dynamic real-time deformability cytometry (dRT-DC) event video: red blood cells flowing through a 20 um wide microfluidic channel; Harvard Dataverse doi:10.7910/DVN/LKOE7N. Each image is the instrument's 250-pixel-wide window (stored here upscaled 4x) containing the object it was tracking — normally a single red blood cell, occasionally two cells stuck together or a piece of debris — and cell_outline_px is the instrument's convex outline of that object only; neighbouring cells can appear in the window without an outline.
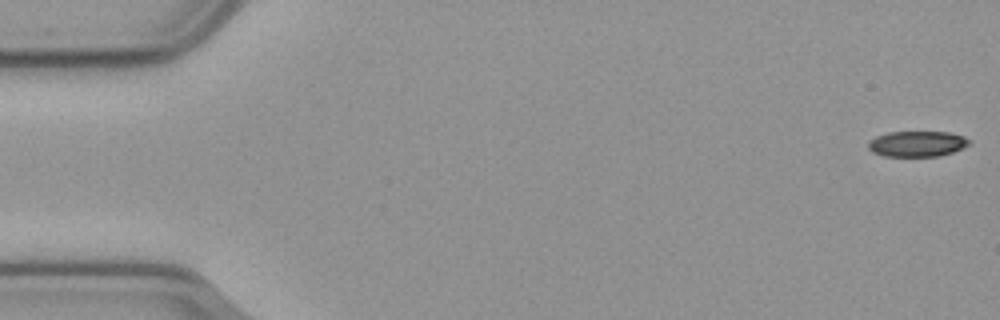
{"species": "common noctule bat (a hibernating species)", "species_latin": "Nyctalus noctula", "temperature_condition": "cold", "stored_images_in_passage": 57, "camera_frame_rate_fps": 3000, "um_per_image_px": 0.085, "animal": {"sex": "male", "body_mass_g": 23.1, "forearm_length_mm": 52.7}, "frame": {"image": 1, "passage_image": 1, "time_ms": 0.0, "image_size_px": [1000, 320], "cell_outline_px": [[972, 144], [952, 152], [936, 156], [884, 156], [872, 152], [868, 148], [868, 140], [876, 136], [888, 132], [948, 132], [964, 136], [972, 140]], "centroid_in_image_um": [77.96, 12.22], "position_along_channel_um": 7.0, "area_um2": 15.2}}
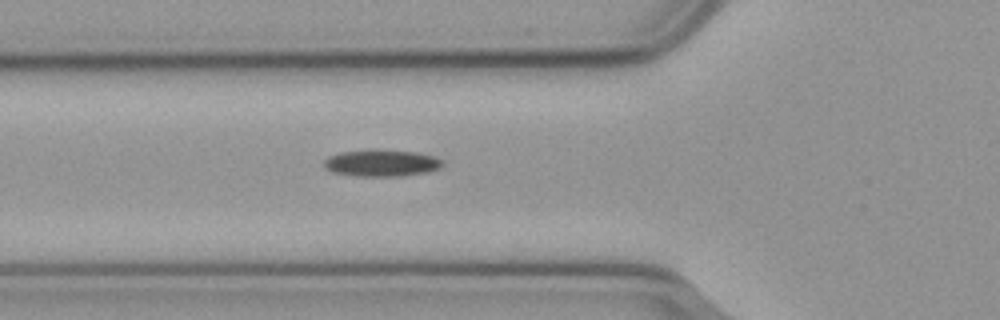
{"frame": {"image": 2, "passage_image": 20, "time_ms": 6.333, "image_size_px": [1000, 320], "cell_outline_px": [[440, 164], [436, 168], [428, 172], [400, 176], [356, 176], [332, 172], [324, 168], [324, 160], [328, 156], [340, 152], [372, 148], [376, 148], [416, 152], [436, 156], [440, 160]], "centroid_in_image_um": [32.35, 13.83], "position_along_channel_um": 93.4, "area_um2": 18.73}}
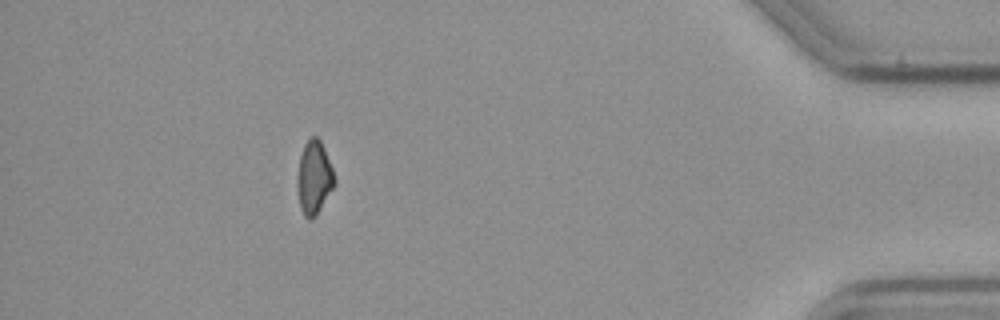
{"frame": {"image": 3, "passage_image": 51, "time_ms": 16.667, "image_size_px": [1000, 320], "cell_outline_px": [[336, 184], [316, 216], [304, 216], [300, 208], [296, 184], [296, 176], [300, 156], [304, 144], [312, 136], [316, 136], [320, 140], [324, 148], [332, 168], [336, 180]], "centroid_in_image_um": [26.69, 15.09], "position_along_channel_um": 408.5, "area_um2": 15.95}, "authors_computed_cell_mechanics": {"area_um2": 16.8776, "velocity_mm_per_s": 3.6143, "shape_relaxation_time_tau1_ms": 10.8624, "shape_relaxation_time_tau2_ms": null, "deformation_change_tau1": 0.1377, "deformation_change_tau2": null}}